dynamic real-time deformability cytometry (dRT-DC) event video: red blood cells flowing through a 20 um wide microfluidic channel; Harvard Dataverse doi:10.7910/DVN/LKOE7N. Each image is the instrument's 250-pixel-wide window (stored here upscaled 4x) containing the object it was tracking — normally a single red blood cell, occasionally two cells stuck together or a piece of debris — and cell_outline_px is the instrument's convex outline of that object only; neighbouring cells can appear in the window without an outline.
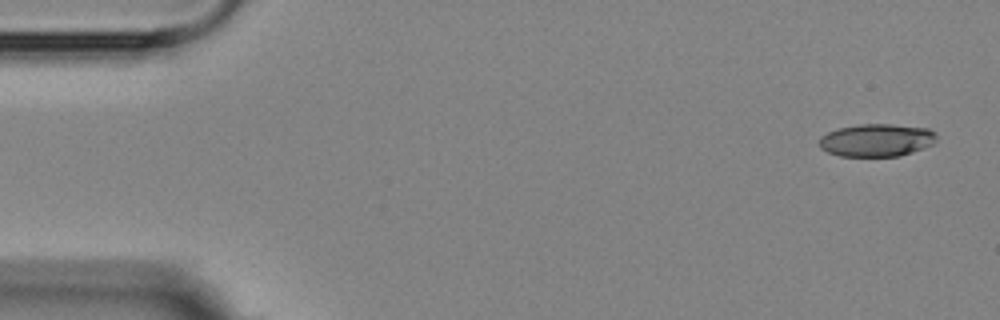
{"species": "Egyptian fruit bat (a non-hibernating species)", "species_latin": "Rousettus aegyptiacus", "temperature_condition": "room temperature", "stored_images_in_passage": 2, "segment_of_instrument_passage": [2, 2], "camera_frame_rate_fps": 3000, "um_per_image_px": 0.085, "animal": {"sex": "female"}, "frame": {"image": 1, "passage_image": 2, "time_ms": 1.333, "image_size_px": [1000, 320], "cell_outline_px": [[936, 140], [932, 144], [912, 152], [900, 156], [840, 156], [828, 152], [820, 148], [820, 136], [828, 132], [840, 128], [860, 124], [892, 124], [928, 128], [936, 132]], "centroid_in_image_um": [74.52, 11.91], "position_along_channel_um": 10.5, "area_um2": 22.31}}